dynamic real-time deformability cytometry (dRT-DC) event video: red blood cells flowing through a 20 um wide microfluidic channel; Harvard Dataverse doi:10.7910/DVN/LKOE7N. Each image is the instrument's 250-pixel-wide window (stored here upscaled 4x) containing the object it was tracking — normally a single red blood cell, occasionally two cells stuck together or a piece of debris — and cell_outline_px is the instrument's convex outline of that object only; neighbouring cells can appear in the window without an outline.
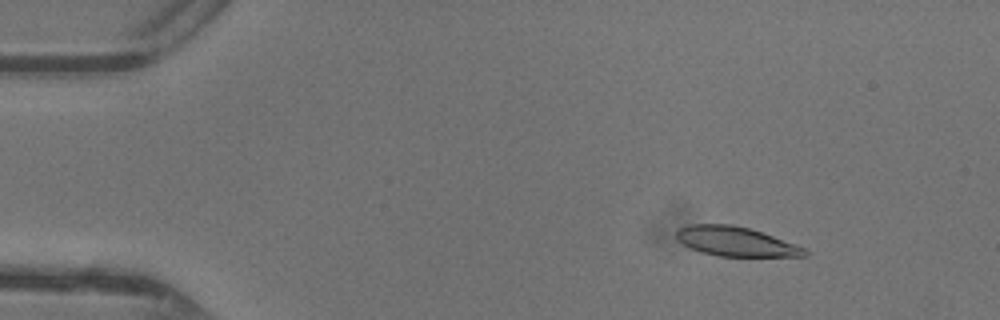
{"species": "common noctule bat (a hibernating species)", "species_latin": "Nyctalus noctula", "temperature_condition": "warm", "stored_images_in_passage": 46, "camera_frame_rate_fps": 3000, "um_per_image_px": 0.085, "animal": {"sex": "female"}, "frame": {"image": 1, "passage_image": 5, "time_ms": 1.333, "image_size_px": [1000, 320], "cell_outline_px": [[808, 256], [716, 256], [700, 252], [676, 240], [676, 228], [688, 224], [732, 224], [748, 228], [796, 244], [804, 248], [808, 252]], "centroid_in_image_um": [62.48, 20.52], "position_along_channel_um": 22.5, "area_um2": 21.96}}
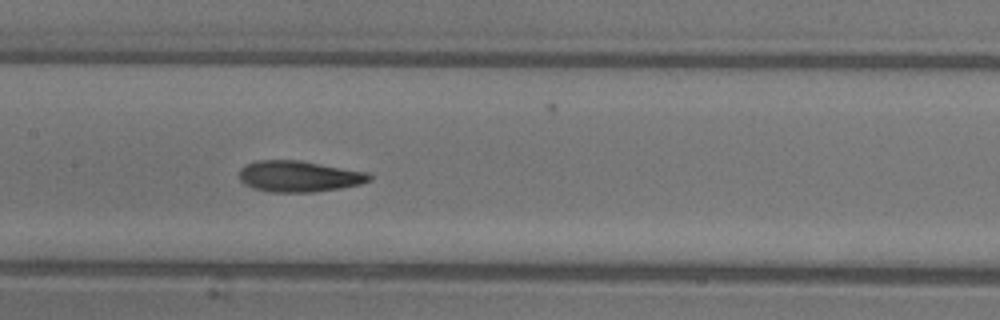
{"frame": {"image": 2, "passage_image": 22, "time_ms": 7.0, "image_size_px": [1000, 320], "cell_outline_px": [[372, 180], [360, 184], [340, 188], [312, 192], [272, 192], [252, 188], [244, 184], [240, 180], [240, 168], [244, 164], [256, 160], [300, 160], [368, 172], [372, 176]], "centroid_in_image_um": [25.4, 14.98], "position_along_channel_um": 182.0, "area_um2": 23.76}}
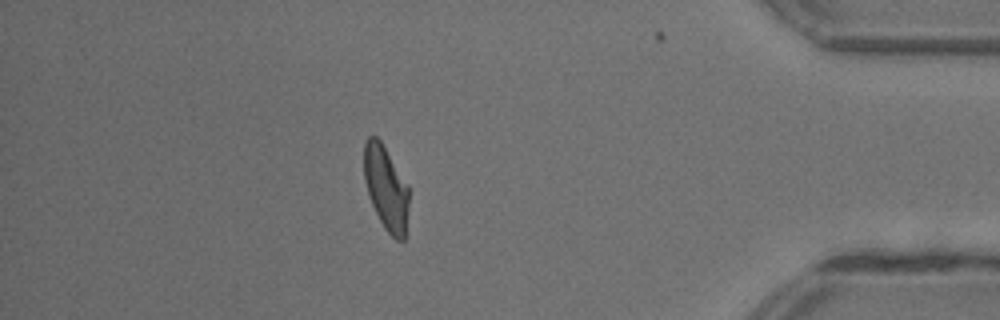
{"frame": {"image": 3, "passage_image": 40, "time_ms": 13.0, "image_size_px": [1000, 320], "cell_outline_px": [[408, 208], [404, 240], [396, 240], [384, 228], [368, 196], [364, 180], [364, 144], [368, 136], [376, 136], [380, 140], [408, 184]], "centroid_in_image_um": [32.8, 15.97], "position_along_channel_um": 402.4, "area_um2": 21.91}, "authors_computed_cell_mechanics": {"area_um2": 22.831, "velocity_mm_per_s": 4.3838, "shape_relaxation_time_tau1_ms": 4.3967, "shape_relaxation_time_tau2_ms": 2.8963, "deformation_change_tau1": 0.1746, "deformation_change_tau2": 0.1087}}